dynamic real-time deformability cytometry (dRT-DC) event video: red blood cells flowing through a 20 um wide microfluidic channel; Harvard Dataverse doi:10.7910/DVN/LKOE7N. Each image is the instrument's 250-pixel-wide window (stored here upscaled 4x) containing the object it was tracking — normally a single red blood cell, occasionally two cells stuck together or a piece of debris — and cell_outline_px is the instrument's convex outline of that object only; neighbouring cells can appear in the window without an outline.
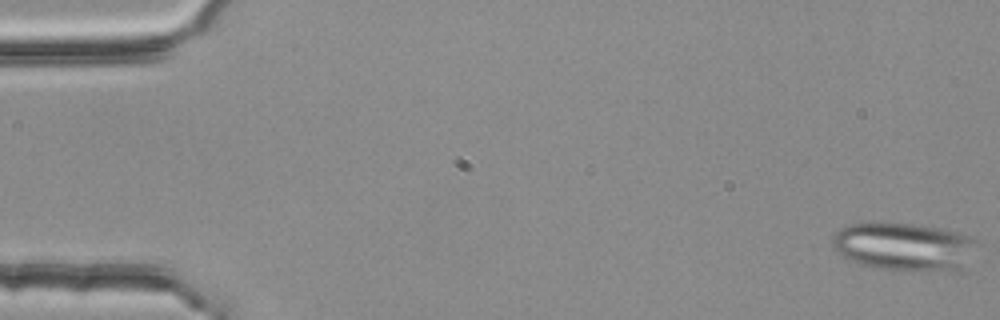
{"species": "common noctule bat (a hibernating species)", "species_latin": "Nyctalus noctula", "temperature_condition": "room temperature", "stored_images_in_passage": 5, "camera_frame_rate_fps": 3000, "um_per_image_px": 0.085, "animal": {"sex": "female", "body_mass_g": 25.1}, "frame": {"image": 1, "passage_image": 1, "time_ms": 0.0, "image_size_px": [1000, 320], "cell_outline_px": [[976, 240], [964, 272], [956, 272], [884, 268], [860, 264], [836, 252], [832, 248], [832, 240], [836, 232], [840, 228], [848, 224], [912, 224], [940, 228], [960, 232], [972, 236]], "centroid_in_image_um": [76.9, 20.98], "position_along_channel_um": 8.1, "area_um2": 40.23}}